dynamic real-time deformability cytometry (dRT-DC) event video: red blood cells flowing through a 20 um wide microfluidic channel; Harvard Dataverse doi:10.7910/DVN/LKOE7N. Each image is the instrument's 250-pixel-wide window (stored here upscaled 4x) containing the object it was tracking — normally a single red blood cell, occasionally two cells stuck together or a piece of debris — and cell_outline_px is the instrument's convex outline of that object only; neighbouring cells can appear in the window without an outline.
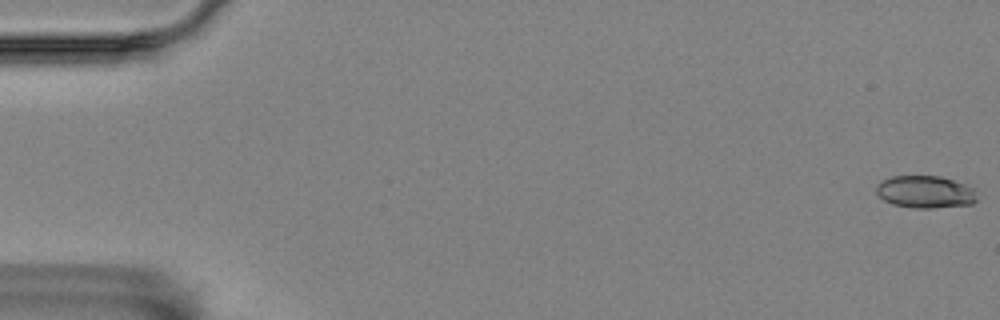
{"species": "Egyptian fruit bat (a non-hibernating species)", "species_latin": "Rousettus aegyptiacus", "temperature_condition": "room temperature", "stored_images_in_passage": 57, "camera_frame_rate_fps": 3000, "um_per_image_px": 0.085, "animal": {"sex": "female"}, "frame": {"image": 1, "passage_image": 1, "time_ms": 0.0, "image_size_px": [1000, 320], "cell_outline_px": [[976, 200], [972, 204], [932, 208], [912, 208], [892, 204], [884, 200], [876, 192], [876, 184], [880, 180], [892, 176], [940, 176], [968, 184], [972, 188]], "centroid_in_image_um": [78.61, 16.3], "position_along_channel_um": 6.4, "area_um2": 19.07}}
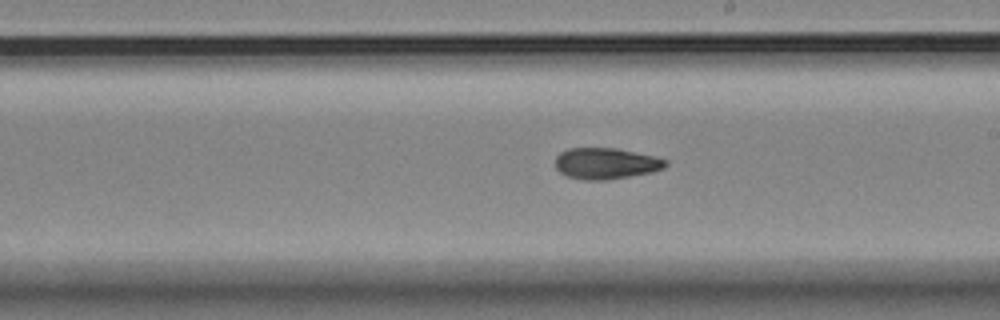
{"frame": {"image": 2, "passage_image": 33, "time_ms": 10.667, "image_size_px": [1000, 320], "cell_outline_px": [[668, 164], [664, 168], [652, 172], [608, 180], [584, 180], [568, 176], [560, 172], [556, 168], [556, 156], [560, 152], [568, 148], [616, 148], [656, 156], [668, 160]], "centroid_in_image_um": [51.53, 13.89], "position_along_channel_um": 237.5, "area_um2": 20.17}}
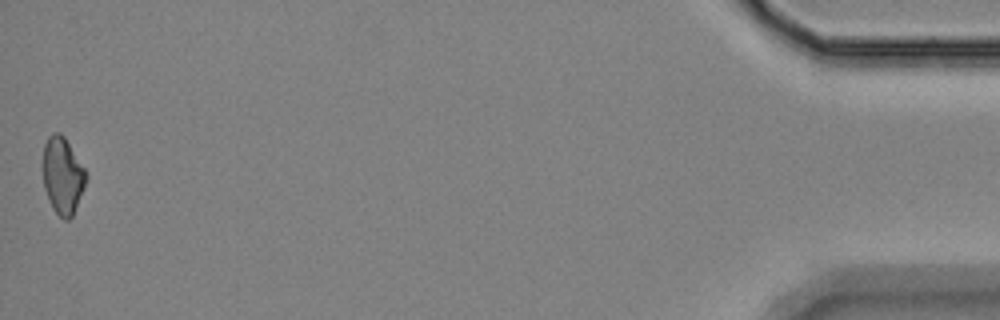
{"frame": {"image": 3, "passage_image": 57, "time_ms": 18.667, "image_size_px": [1000, 320], "cell_outline_px": [[88, 176], [84, 188], [72, 216], [68, 220], [64, 220], [52, 208], [44, 188], [44, 144], [48, 136], [52, 132], [60, 132], [64, 136], [84, 168]], "centroid_in_image_um": [5.33, 14.92], "position_along_channel_um": 429.9, "area_um2": 19.07}, "authors_computed_cell_mechanics": {"area_um2": 19.5942, "velocity_mm_per_s": 3.5352, "shape_relaxation_time_tau1_ms": null, "shape_relaxation_time_tau2_ms": 6.4125, "deformation_change_tau1": null, "deformation_change_tau2": 0.1155}}